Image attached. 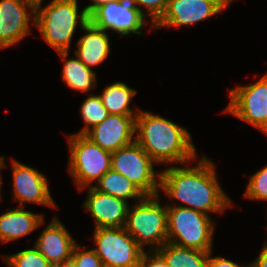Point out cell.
I'll use <instances>...</instances> for the list:
<instances>
[{
  "label": "cell",
  "instance_id": "6da1fadb",
  "mask_svg": "<svg viewBox=\"0 0 267 267\" xmlns=\"http://www.w3.org/2000/svg\"><path fill=\"white\" fill-rule=\"evenodd\" d=\"M215 164L205 156L196 166L169 167L160 172V188L169 199L178 200V206L202 212L223 213L232 205L230 198L222 190L215 171Z\"/></svg>",
  "mask_w": 267,
  "mask_h": 267
},
{
  "label": "cell",
  "instance_id": "7a4b0ae2",
  "mask_svg": "<svg viewBox=\"0 0 267 267\" xmlns=\"http://www.w3.org/2000/svg\"><path fill=\"white\" fill-rule=\"evenodd\" d=\"M135 133V141L155 163L181 166L198 158L189 131L161 116L140 110Z\"/></svg>",
  "mask_w": 267,
  "mask_h": 267
},
{
  "label": "cell",
  "instance_id": "3957f363",
  "mask_svg": "<svg viewBox=\"0 0 267 267\" xmlns=\"http://www.w3.org/2000/svg\"><path fill=\"white\" fill-rule=\"evenodd\" d=\"M77 3V0H51L43 8L42 1L36 3L34 25L57 52L69 51L77 24L82 27L89 21L83 9L78 13Z\"/></svg>",
  "mask_w": 267,
  "mask_h": 267
},
{
  "label": "cell",
  "instance_id": "277c9868",
  "mask_svg": "<svg viewBox=\"0 0 267 267\" xmlns=\"http://www.w3.org/2000/svg\"><path fill=\"white\" fill-rule=\"evenodd\" d=\"M124 228L143 250L151 245V251H157L168 242L167 204H160L159 194L146 196L129 206Z\"/></svg>",
  "mask_w": 267,
  "mask_h": 267
},
{
  "label": "cell",
  "instance_id": "5b68a950",
  "mask_svg": "<svg viewBox=\"0 0 267 267\" xmlns=\"http://www.w3.org/2000/svg\"><path fill=\"white\" fill-rule=\"evenodd\" d=\"M215 223L208 215L185 207L167 206L168 242L212 251Z\"/></svg>",
  "mask_w": 267,
  "mask_h": 267
},
{
  "label": "cell",
  "instance_id": "8992f818",
  "mask_svg": "<svg viewBox=\"0 0 267 267\" xmlns=\"http://www.w3.org/2000/svg\"><path fill=\"white\" fill-rule=\"evenodd\" d=\"M69 172L79 190L92 187L103 174L111 169V155L84 134L68 136Z\"/></svg>",
  "mask_w": 267,
  "mask_h": 267
},
{
  "label": "cell",
  "instance_id": "52a82bcc",
  "mask_svg": "<svg viewBox=\"0 0 267 267\" xmlns=\"http://www.w3.org/2000/svg\"><path fill=\"white\" fill-rule=\"evenodd\" d=\"M153 163L136 141L111 155V168L136 184L146 196L159 194L161 174L155 172Z\"/></svg>",
  "mask_w": 267,
  "mask_h": 267
},
{
  "label": "cell",
  "instance_id": "ba28073f",
  "mask_svg": "<svg viewBox=\"0 0 267 267\" xmlns=\"http://www.w3.org/2000/svg\"><path fill=\"white\" fill-rule=\"evenodd\" d=\"M94 251L107 267H138L144 250L124 227L95 228Z\"/></svg>",
  "mask_w": 267,
  "mask_h": 267
},
{
  "label": "cell",
  "instance_id": "9c48e42d",
  "mask_svg": "<svg viewBox=\"0 0 267 267\" xmlns=\"http://www.w3.org/2000/svg\"><path fill=\"white\" fill-rule=\"evenodd\" d=\"M229 98L223 112L250 123L267 135V73L253 84L230 90Z\"/></svg>",
  "mask_w": 267,
  "mask_h": 267
},
{
  "label": "cell",
  "instance_id": "30bf717a",
  "mask_svg": "<svg viewBox=\"0 0 267 267\" xmlns=\"http://www.w3.org/2000/svg\"><path fill=\"white\" fill-rule=\"evenodd\" d=\"M145 18L132 0H114L97 8L89 21L105 31L110 29L127 36L131 33L141 35L147 22Z\"/></svg>",
  "mask_w": 267,
  "mask_h": 267
},
{
  "label": "cell",
  "instance_id": "8fae6325",
  "mask_svg": "<svg viewBox=\"0 0 267 267\" xmlns=\"http://www.w3.org/2000/svg\"><path fill=\"white\" fill-rule=\"evenodd\" d=\"M35 8L31 0L0 1V49L11 47L30 34V21L35 24ZM31 13L33 17L29 18Z\"/></svg>",
  "mask_w": 267,
  "mask_h": 267
},
{
  "label": "cell",
  "instance_id": "7c38bea8",
  "mask_svg": "<svg viewBox=\"0 0 267 267\" xmlns=\"http://www.w3.org/2000/svg\"><path fill=\"white\" fill-rule=\"evenodd\" d=\"M226 6L224 0H168L165 14L153 28L192 25L222 12Z\"/></svg>",
  "mask_w": 267,
  "mask_h": 267
},
{
  "label": "cell",
  "instance_id": "4fadbf2b",
  "mask_svg": "<svg viewBox=\"0 0 267 267\" xmlns=\"http://www.w3.org/2000/svg\"><path fill=\"white\" fill-rule=\"evenodd\" d=\"M14 200L20 207L24 202L57 208L50 194L48 179L36 169L12 159Z\"/></svg>",
  "mask_w": 267,
  "mask_h": 267
},
{
  "label": "cell",
  "instance_id": "5bb4252c",
  "mask_svg": "<svg viewBox=\"0 0 267 267\" xmlns=\"http://www.w3.org/2000/svg\"><path fill=\"white\" fill-rule=\"evenodd\" d=\"M136 117L109 114L84 135L103 150L113 153L135 141Z\"/></svg>",
  "mask_w": 267,
  "mask_h": 267
},
{
  "label": "cell",
  "instance_id": "9a60e30c",
  "mask_svg": "<svg viewBox=\"0 0 267 267\" xmlns=\"http://www.w3.org/2000/svg\"><path fill=\"white\" fill-rule=\"evenodd\" d=\"M88 194L83 206L94 220L95 228L124 227L127 220L129 204L126 200L108 195L88 187Z\"/></svg>",
  "mask_w": 267,
  "mask_h": 267
},
{
  "label": "cell",
  "instance_id": "2e32d148",
  "mask_svg": "<svg viewBox=\"0 0 267 267\" xmlns=\"http://www.w3.org/2000/svg\"><path fill=\"white\" fill-rule=\"evenodd\" d=\"M76 244L64 224L54 217L40 234L34 246L55 266L72 257Z\"/></svg>",
  "mask_w": 267,
  "mask_h": 267
},
{
  "label": "cell",
  "instance_id": "e0dca14e",
  "mask_svg": "<svg viewBox=\"0 0 267 267\" xmlns=\"http://www.w3.org/2000/svg\"><path fill=\"white\" fill-rule=\"evenodd\" d=\"M85 34L77 41L74 50L78 59L88 68L99 65L110 53V41L107 31L94 26L90 21L81 27Z\"/></svg>",
  "mask_w": 267,
  "mask_h": 267
},
{
  "label": "cell",
  "instance_id": "ac0fdd59",
  "mask_svg": "<svg viewBox=\"0 0 267 267\" xmlns=\"http://www.w3.org/2000/svg\"><path fill=\"white\" fill-rule=\"evenodd\" d=\"M44 215L24 210V207L11 209L0 215V241L19 239L43 225Z\"/></svg>",
  "mask_w": 267,
  "mask_h": 267
},
{
  "label": "cell",
  "instance_id": "d6986e66",
  "mask_svg": "<svg viewBox=\"0 0 267 267\" xmlns=\"http://www.w3.org/2000/svg\"><path fill=\"white\" fill-rule=\"evenodd\" d=\"M57 53L65 61L61 74L68 87L85 93L95 88L97 85L95 71L85 66L77 56L76 58H67L69 57V51H59Z\"/></svg>",
  "mask_w": 267,
  "mask_h": 267
},
{
  "label": "cell",
  "instance_id": "ffe728a7",
  "mask_svg": "<svg viewBox=\"0 0 267 267\" xmlns=\"http://www.w3.org/2000/svg\"><path fill=\"white\" fill-rule=\"evenodd\" d=\"M136 94L137 90L128 87L124 82L117 81L107 85L99 97L109 114L137 116L140 110H132L129 107L132 97Z\"/></svg>",
  "mask_w": 267,
  "mask_h": 267
},
{
  "label": "cell",
  "instance_id": "44dd1931",
  "mask_svg": "<svg viewBox=\"0 0 267 267\" xmlns=\"http://www.w3.org/2000/svg\"><path fill=\"white\" fill-rule=\"evenodd\" d=\"M96 183L97 185L93 186L96 190L126 201L130 198L141 201L146 197L136 184L112 168L103 174Z\"/></svg>",
  "mask_w": 267,
  "mask_h": 267
},
{
  "label": "cell",
  "instance_id": "7402d4cb",
  "mask_svg": "<svg viewBox=\"0 0 267 267\" xmlns=\"http://www.w3.org/2000/svg\"><path fill=\"white\" fill-rule=\"evenodd\" d=\"M157 252L168 267H206L210 251L181 247L167 242Z\"/></svg>",
  "mask_w": 267,
  "mask_h": 267
},
{
  "label": "cell",
  "instance_id": "603a6c76",
  "mask_svg": "<svg viewBox=\"0 0 267 267\" xmlns=\"http://www.w3.org/2000/svg\"><path fill=\"white\" fill-rule=\"evenodd\" d=\"M80 112L85 126L75 134H85L109 116V112L103 105L99 95H90L87 97L80 107Z\"/></svg>",
  "mask_w": 267,
  "mask_h": 267
},
{
  "label": "cell",
  "instance_id": "cb8c5ba5",
  "mask_svg": "<svg viewBox=\"0 0 267 267\" xmlns=\"http://www.w3.org/2000/svg\"><path fill=\"white\" fill-rule=\"evenodd\" d=\"M3 259L8 267H53L35 246L12 255H6Z\"/></svg>",
  "mask_w": 267,
  "mask_h": 267
},
{
  "label": "cell",
  "instance_id": "d4e9b609",
  "mask_svg": "<svg viewBox=\"0 0 267 267\" xmlns=\"http://www.w3.org/2000/svg\"><path fill=\"white\" fill-rule=\"evenodd\" d=\"M248 183L245 198L267 200V166L254 173Z\"/></svg>",
  "mask_w": 267,
  "mask_h": 267
},
{
  "label": "cell",
  "instance_id": "484cf974",
  "mask_svg": "<svg viewBox=\"0 0 267 267\" xmlns=\"http://www.w3.org/2000/svg\"><path fill=\"white\" fill-rule=\"evenodd\" d=\"M132 2L145 17L151 16L152 28L165 14L168 5V0H132ZM141 6L147 9V14L144 13L145 10Z\"/></svg>",
  "mask_w": 267,
  "mask_h": 267
},
{
  "label": "cell",
  "instance_id": "4316f807",
  "mask_svg": "<svg viewBox=\"0 0 267 267\" xmlns=\"http://www.w3.org/2000/svg\"><path fill=\"white\" fill-rule=\"evenodd\" d=\"M71 258L75 261L77 267H103L102 260L94 249L85 250L78 244L75 245Z\"/></svg>",
  "mask_w": 267,
  "mask_h": 267
},
{
  "label": "cell",
  "instance_id": "83f0119b",
  "mask_svg": "<svg viewBox=\"0 0 267 267\" xmlns=\"http://www.w3.org/2000/svg\"><path fill=\"white\" fill-rule=\"evenodd\" d=\"M152 254V255H151ZM150 255V256H149ZM138 267H168L163 257L157 251H144Z\"/></svg>",
  "mask_w": 267,
  "mask_h": 267
},
{
  "label": "cell",
  "instance_id": "f1b7e54d",
  "mask_svg": "<svg viewBox=\"0 0 267 267\" xmlns=\"http://www.w3.org/2000/svg\"><path fill=\"white\" fill-rule=\"evenodd\" d=\"M212 251L209 252L206 267H242L237 262H233L222 256L211 257ZM248 267V265H246Z\"/></svg>",
  "mask_w": 267,
  "mask_h": 267
},
{
  "label": "cell",
  "instance_id": "f546056e",
  "mask_svg": "<svg viewBox=\"0 0 267 267\" xmlns=\"http://www.w3.org/2000/svg\"><path fill=\"white\" fill-rule=\"evenodd\" d=\"M247 265L248 267H267V244L263 246L258 257Z\"/></svg>",
  "mask_w": 267,
  "mask_h": 267
},
{
  "label": "cell",
  "instance_id": "4dcf8cb0",
  "mask_svg": "<svg viewBox=\"0 0 267 267\" xmlns=\"http://www.w3.org/2000/svg\"><path fill=\"white\" fill-rule=\"evenodd\" d=\"M93 3L87 5L85 8H83V10L85 11V13L87 14V16L89 17L97 8H99L100 6L107 4L111 1L114 0H92Z\"/></svg>",
  "mask_w": 267,
  "mask_h": 267
},
{
  "label": "cell",
  "instance_id": "1f68e13d",
  "mask_svg": "<svg viewBox=\"0 0 267 267\" xmlns=\"http://www.w3.org/2000/svg\"><path fill=\"white\" fill-rule=\"evenodd\" d=\"M53 267H77V265L75 264V261L72 258H70L64 261L63 263L55 265Z\"/></svg>",
  "mask_w": 267,
  "mask_h": 267
},
{
  "label": "cell",
  "instance_id": "d6a6232c",
  "mask_svg": "<svg viewBox=\"0 0 267 267\" xmlns=\"http://www.w3.org/2000/svg\"><path fill=\"white\" fill-rule=\"evenodd\" d=\"M5 158L4 156H0V170L3 169V168H8L7 165L5 164ZM1 172H0V199H1V182H2V179H1Z\"/></svg>",
  "mask_w": 267,
  "mask_h": 267
},
{
  "label": "cell",
  "instance_id": "836d02e7",
  "mask_svg": "<svg viewBox=\"0 0 267 267\" xmlns=\"http://www.w3.org/2000/svg\"><path fill=\"white\" fill-rule=\"evenodd\" d=\"M31 1L34 2V3L36 4V3L40 2V1L43 2L44 0H31Z\"/></svg>",
  "mask_w": 267,
  "mask_h": 267
},
{
  "label": "cell",
  "instance_id": "e575fe53",
  "mask_svg": "<svg viewBox=\"0 0 267 267\" xmlns=\"http://www.w3.org/2000/svg\"><path fill=\"white\" fill-rule=\"evenodd\" d=\"M228 5L234 0H224Z\"/></svg>",
  "mask_w": 267,
  "mask_h": 267
}]
</instances>
